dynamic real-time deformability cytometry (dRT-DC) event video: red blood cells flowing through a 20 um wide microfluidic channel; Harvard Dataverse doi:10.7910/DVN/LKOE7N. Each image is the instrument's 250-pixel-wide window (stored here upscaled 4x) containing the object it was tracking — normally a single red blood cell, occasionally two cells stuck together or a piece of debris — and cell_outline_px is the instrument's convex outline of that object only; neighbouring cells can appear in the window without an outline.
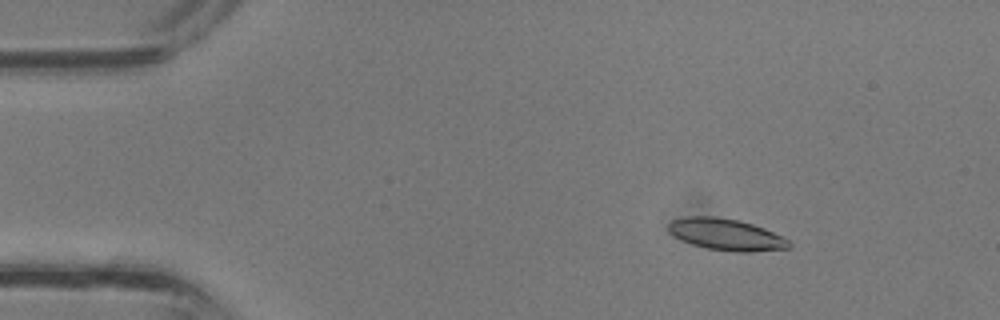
{"species": "common noctule bat (a hibernating species)", "species_latin": "Nyctalus noctula", "temperature_condition": "room temperature", "stored_images_in_passage": 37, "camera_frame_rate_fps": 3000, "um_per_image_px": 0.085, "animal": {"sex": "male", "body_mass_g": 13.3}, "frame": {"image": 1, "passage_image": 6, "time_ms": 1.667, "image_size_px": [1000, 320], "cell_outline_px": [[792, 244], [788, 248], [748, 252], [736, 252], [708, 248], [692, 244], [680, 240], [668, 232], [668, 224], [672, 220], [684, 216], [712, 216], [736, 220], [752, 224], [764, 228], [788, 240]], "centroid_in_image_um": [61.66, 19.93], "position_along_channel_um": 23.3, "area_um2": 22.02}}
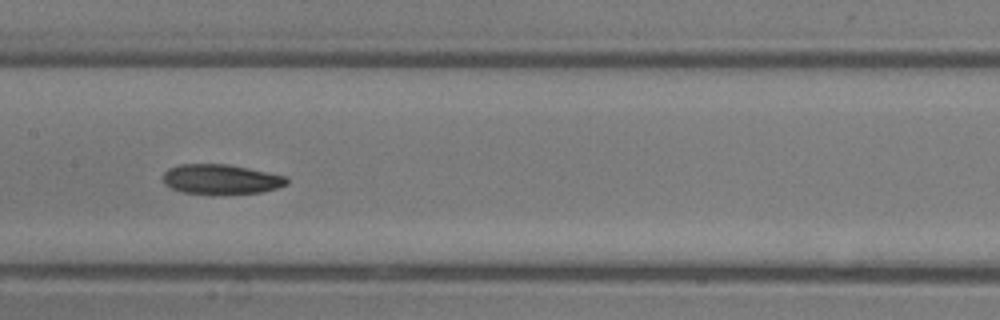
{"frame": {"image": 2, "passage_image": 19, "time_ms": 6.0, "image_size_px": [1000, 320], "cell_outline_px": [[288, 184], [276, 188], [260, 192], [212, 196], [184, 192], [172, 188], [164, 184], [164, 172], [168, 168], [180, 164], [228, 164], [288, 176]], "centroid_in_image_um": [18.79, 15.26], "position_along_channel_um": 188.6, "area_um2": 21.96}}
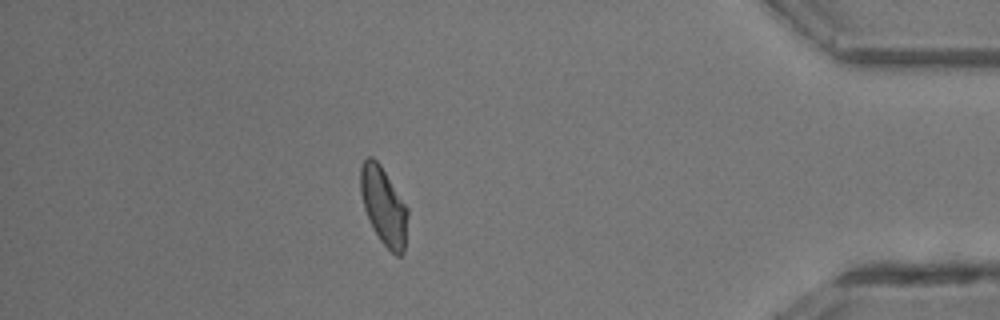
{"frame": {"image": 3, "passage_image": 33, "time_ms": 10.667, "image_size_px": [1000, 320], "cell_outline_px": [[408, 216], [404, 252], [400, 256], [396, 256], [380, 240], [372, 228], [364, 208], [360, 192], [360, 168], [364, 160], [368, 156], [372, 156], [380, 164], [408, 208]], "centroid_in_image_um": [32.61, 17.52], "position_along_channel_um": 402.6, "area_um2": 21.39}}